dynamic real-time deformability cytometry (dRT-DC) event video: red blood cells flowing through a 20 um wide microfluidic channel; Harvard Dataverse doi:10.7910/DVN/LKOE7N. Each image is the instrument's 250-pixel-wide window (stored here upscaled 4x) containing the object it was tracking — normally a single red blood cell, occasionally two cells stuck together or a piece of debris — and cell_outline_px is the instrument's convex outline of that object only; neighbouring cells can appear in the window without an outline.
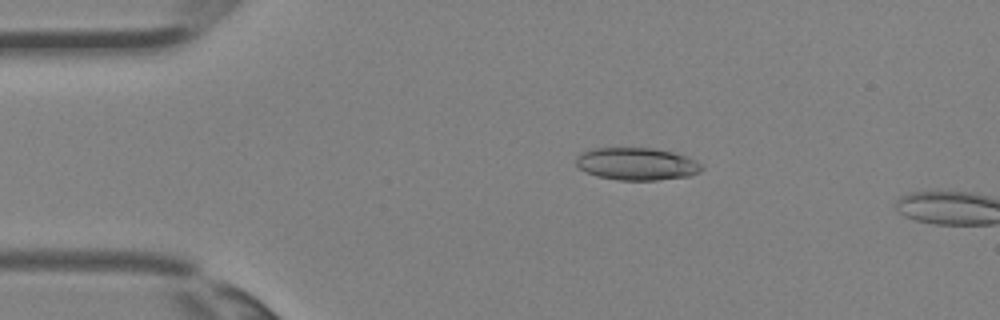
{"species": "Egyptian fruit bat (a non-hibernating species)", "species_latin": "Rousettus aegyptiacus", "temperature_condition": "room temperature", "stored_images_in_passage": 5, "camera_frame_rate_fps": 3000, "um_per_image_px": 0.085, "animal": {"sex": "female"}, "frame": {"image": 1, "passage_image": 3, "time_ms": 0.667, "image_size_px": [1000, 320], "cell_outline_px": [[704, 168], [700, 172], [688, 176], [656, 180], [620, 180], [596, 176], [584, 172], [576, 164], [576, 156], [592, 148], [652, 148], [672, 152], [696, 160], [704, 164]], "centroid_in_image_um": [54.13, 13.94], "position_along_channel_um": 30.9, "area_um2": 23.81}}